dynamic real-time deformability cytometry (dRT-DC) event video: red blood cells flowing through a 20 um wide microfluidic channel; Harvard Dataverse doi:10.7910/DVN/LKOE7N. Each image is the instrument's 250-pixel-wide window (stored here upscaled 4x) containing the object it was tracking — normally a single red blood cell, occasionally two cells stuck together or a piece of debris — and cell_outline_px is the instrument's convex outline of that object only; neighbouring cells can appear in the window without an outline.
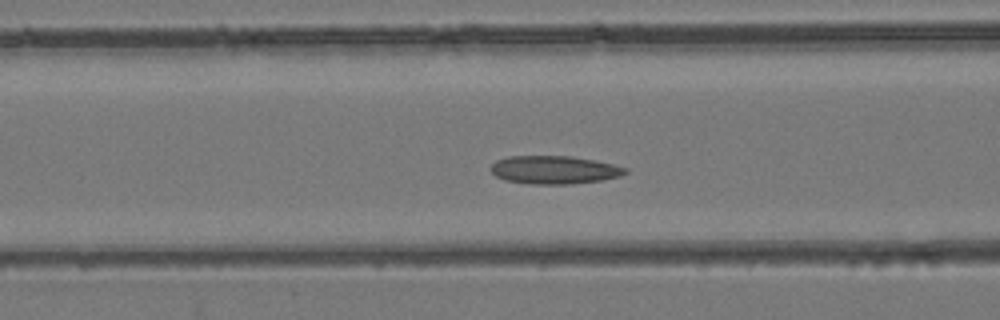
{"species": "common noctule bat (a hibernating species)", "species_latin": "Nyctalus noctula", "temperature_condition": "room temperature", "stored_images_in_passage": 44, "camera_frame_rate_fps": 3000, "um_per_image_px": 0.085, "animal": {"sex": "female", "body_mass_g": 24.6, "forearm_length_mm": 56.2}, "frame": {"image": 1, "passage_image": 17, "time_ms": 5.333, "image_size_px": [1000, 320], "cell_outline_px": [[628, 172], [620, 176], [600, 180], [572, 184], [528, 184], [504, 180], [496, 176], [492, 172], [492, 164], [496, 160], [508, 156], [572, 156], [596, 160], [628, 168]], "centroid_in_image_um": [47.12, 14.43], "position_along_channel_um": 119.5, "area_um2": 22.14}}
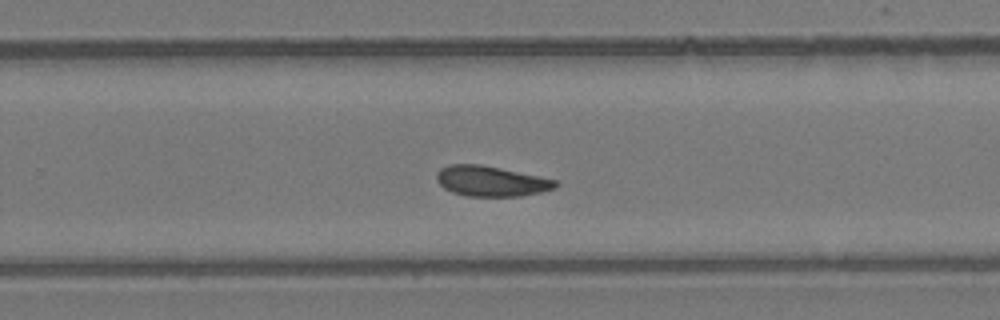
{"frame": {"image": 2, "passage_image": 28, "time_ms": 9.0, "image_size_px": [1000, 320], "cell_outline_px": [[560, 184], [556, 188], [544, 192], [524, 196], [464, 196], [452, 192], [444, 188], [436, 180], [436, 172], [440, 168], [448, 164], [480, 164], [556, 180]], "centroid_in_image_um": [41.73, 15.41], "position_along_channel_um": 288.1, "area_um2": 21.15}}
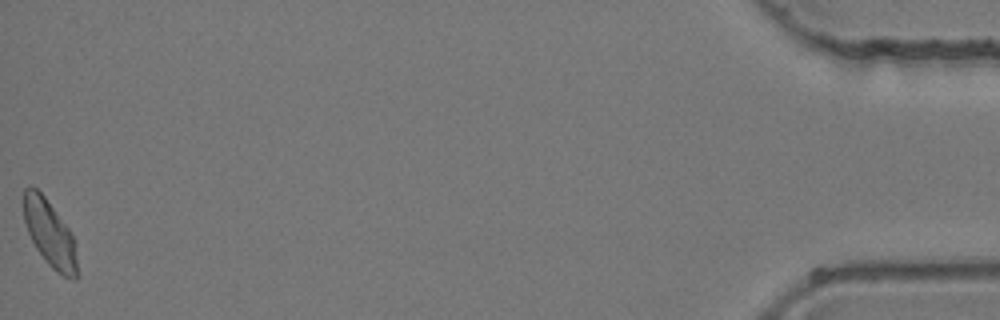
{"frame": {"image": 3, "passage_image": 44, "time_ms": 14.333, "image_size_px": [1000, 320], "cell_outline_px": [[80, 276], [72, 280], [56, 272], [44, 260], [36, 248], [28, 232], [24, 220], [24, 188], [36, 188], [44, 196], [68, 228], [72, 236]], "centroid_in_image_um": [4.25, 19.92], "position_along_channel_um": 431.0, "area_um2": 20.46}}